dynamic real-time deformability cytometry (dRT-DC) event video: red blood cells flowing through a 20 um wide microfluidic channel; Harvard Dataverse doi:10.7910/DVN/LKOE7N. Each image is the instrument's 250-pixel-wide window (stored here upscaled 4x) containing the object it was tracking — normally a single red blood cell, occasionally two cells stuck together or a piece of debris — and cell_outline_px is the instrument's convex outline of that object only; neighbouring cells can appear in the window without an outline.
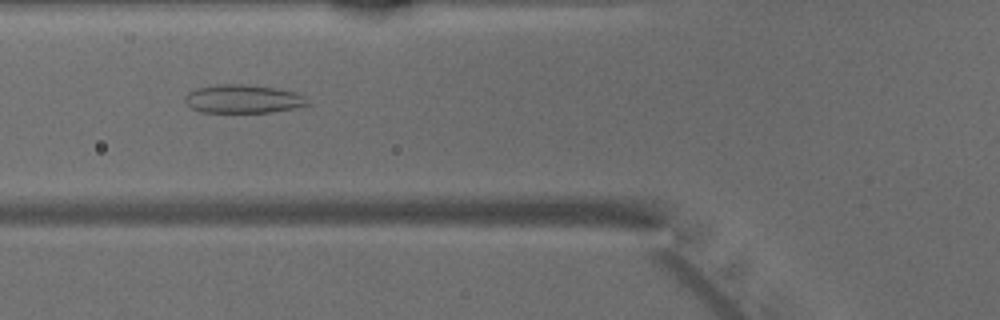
{"species": "common noctule bat (a hibernating species)", "species_latin": "Nyctalus noctula", "temperature_condition": "warm", "stored_images_in_passage": 47, "camera_frame_rate_fps": 3000, "um_per_image_px": 0.085, "animal": {"sex": "male", "body_mass_g": 15.6}, "frame": {"image": 1, "passage_image": 18, "time_ms": 5.667, "image_size_px": [1000, 320], "cell_outline_px": [[308, 104], [292, 108], [272, 112], [204, 112], [192, 108], [184, 100], [184, 96], [188, 92], [196, 88], [220, 84], [244, 84], [276, 88], [296, 92], [304, 96], [308, 100]], "centroid_in_image_um": [20.64, 8.4], "position_along_channel_um": 105.2, "area_um2": 20.17}}
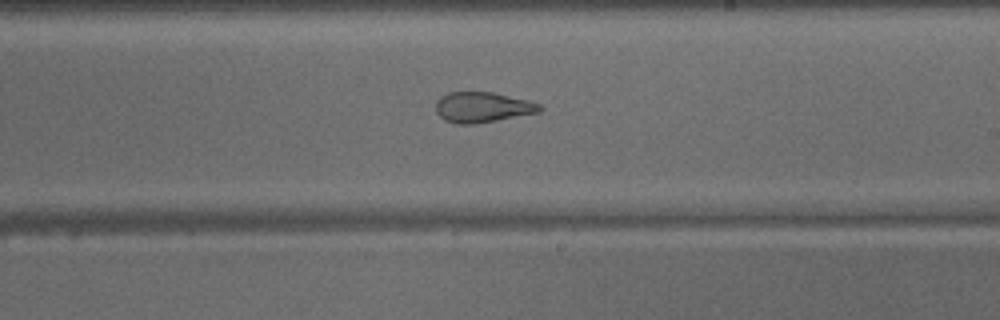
{"frame": {"image": 2, "passage_image": 28, "time_ms": 9.0, "image_size_px": [1000, 320], "cell_outline_px": [[544, 108], [540, 112], [496, 120], [472, 124], [456, 124], [444, 120], [436, 112], [436, 100], [440, 96], [448, 92], [492, 92], [528, 100], [540, 104]], "centroid_in_image_um": [40.99, 9.11], "position_along_channel_um": 248.0, "area_um2": 18.44}}
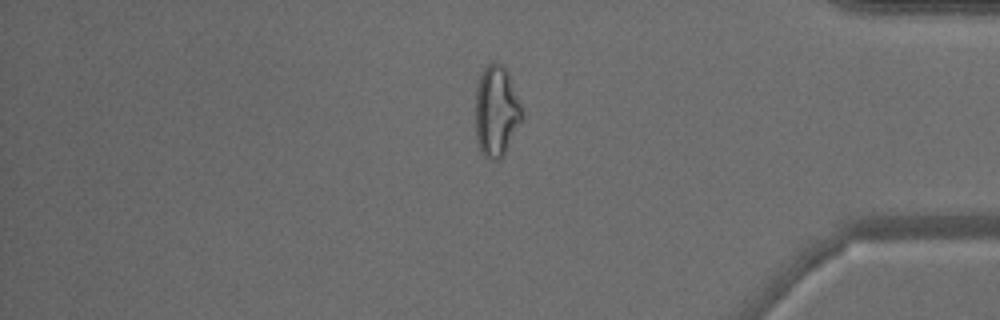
{"frame": {"image": 3, "passage_image": 40, "time_ms": 13.0, "image_size_px": [1000, 320], "cell_outline_px": [[524, 116], [504, 156], [500, 160], [496, 160], [484, 156], [480, 152], [476, 140], [476, 88], [480, 72], [492, 60], [500, 64], [508, 72], [520, 104]], "centroid_in_image_um": [42.18, 9.47], "position_along_channel_um": 393.0, "area_um2": 24.85}}